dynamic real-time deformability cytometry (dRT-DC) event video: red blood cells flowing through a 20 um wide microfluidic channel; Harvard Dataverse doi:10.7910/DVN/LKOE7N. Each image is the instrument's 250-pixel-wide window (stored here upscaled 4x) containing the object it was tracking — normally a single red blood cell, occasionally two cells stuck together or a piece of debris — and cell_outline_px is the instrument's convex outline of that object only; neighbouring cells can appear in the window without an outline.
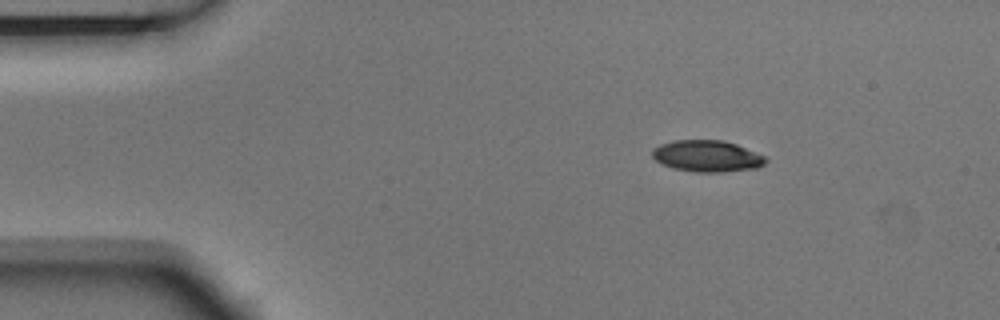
{"species": "Egyptian fruit bat (a non-hibernating species)", "species_latin": "Rousettus aegyptiacus", "temperature_condition": "room temperature", "stored_images_in_passage": 5, "segment_of_instrument_passage": [1, 2], "camera_frame_rate_fps": 3000, "um_per_image_px": 0.085, "animal": {"sex": "male"}, "frame": {"image": 1, "passage_image": 2, "time_ms": 0.333, "image_size_px": [1000, 320], "cell_outline_px": [[768, 160], [764, 164], [756, 168], [724, 172], [696, 172], [672, 168], [656, 160], [652, 156], [652, 148], [660, 144], [672, 140], [724, 140], [736, 144], [764, 156]], "centroid_in_image_um": [60.08, 13.26], "position_along_channel_um": 24.9, "area_um2": 20.81}}